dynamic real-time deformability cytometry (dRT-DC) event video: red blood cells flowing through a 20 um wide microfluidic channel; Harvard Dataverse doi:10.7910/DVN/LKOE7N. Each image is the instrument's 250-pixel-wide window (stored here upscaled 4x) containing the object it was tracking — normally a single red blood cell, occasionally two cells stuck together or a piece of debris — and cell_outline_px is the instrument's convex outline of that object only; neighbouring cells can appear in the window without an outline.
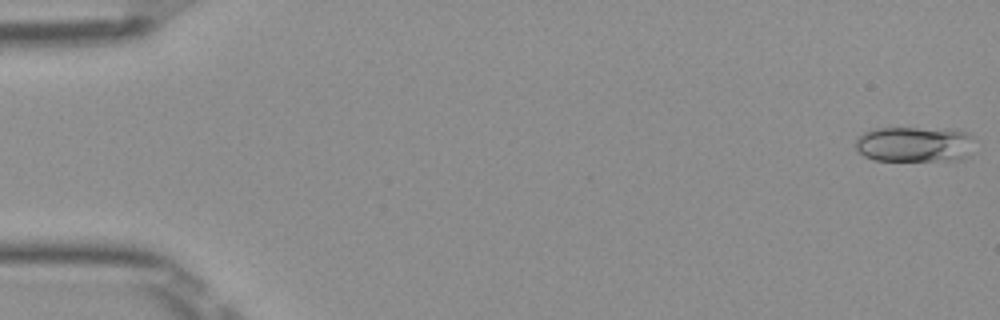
{"species": "Egyptian fruit bat (a non-hibernating species)", "species_latin": "Rousettus aegyptiacus", "temperature_condition": "room temperature", "stored_images_in_passage": 51, "camera_frame_rate_fps": 3000, "um_per_image_px": 0.085, "frame": {"image": 1, "passage_image": 1, "time_ms": 0.0, "image_size_px": [1000, 320], "cell_outline_px": [[976, 140], [968, 156], [960, 160], [872, 160], [864, 156], [856, 148], [856, 140], [864, 132], [876, 128], [944, 128], [972, 132]], "centroid_in_image_um": [77.82, 12.24], "position_along_channel_um": 7.2, "area_um2": 25.09}}
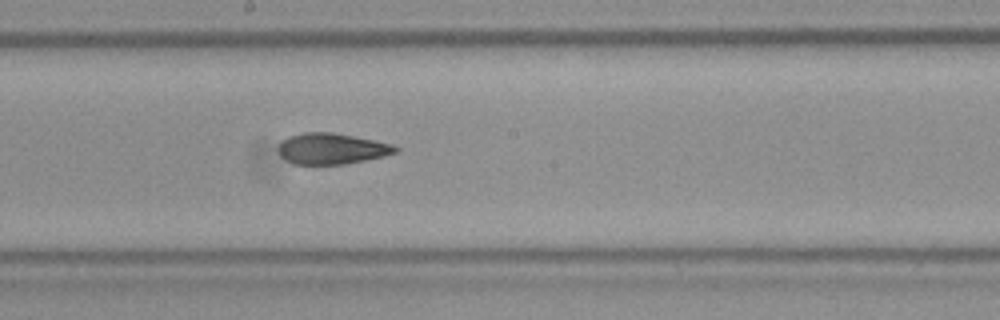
{"frame": {"image": 2, "passage_image": 28, "time_ms": 9.0, "image_size_px": [1000, 320], "cell_outline_px": [[400, 152], [384, 156], [344, 164], [292, 164], [280, 156], [276, 148], [280, 140], [288, 136], [304, 132], [332, 132], [376, 140], [392, 144], [400, 148]], "centroid_in_image_um": [28.17, 12.63], "position_along_channel_um": 220.0, "area_um2": 21.5}}
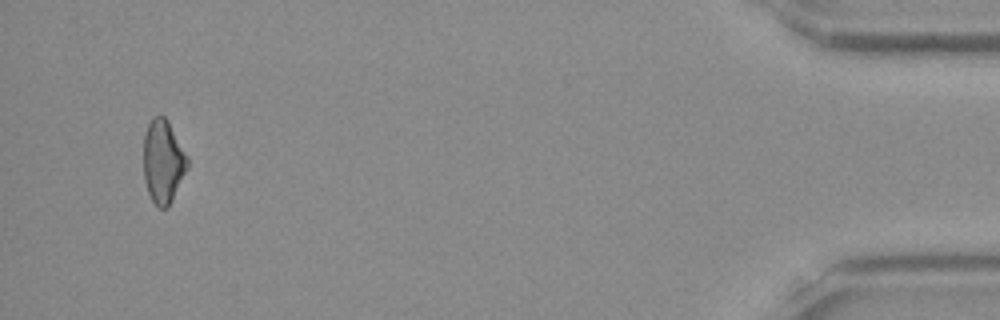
{"frame": {"image": 3, "passage_image": 49, "time_ms": 16.0, "image_size_px": [1000, 320], "cell_outline_px": [[188, 168], [168, 208], [156, 208], [148, 192], [144, 180], [144, 136], [148, 124], [152, 116], [164, 116], [168, 120], [188, 156]], "centroid_in_image_um": [13.87, 13.74], "position_along_channel_um": 421.3, "area_um2": 21.5}, "authors_computed_cell_mechanics": {"area_um2": 21.7328, "velocity_mm_per_s": 3.9839, "shape_relaxation_time_tau1_ms": 4.9775, "shape_relaxation_time_tau2_ms": 2.9854, "deformation_change_tau1": 0.1271, "deformation_change_tau2": 0.0913}}